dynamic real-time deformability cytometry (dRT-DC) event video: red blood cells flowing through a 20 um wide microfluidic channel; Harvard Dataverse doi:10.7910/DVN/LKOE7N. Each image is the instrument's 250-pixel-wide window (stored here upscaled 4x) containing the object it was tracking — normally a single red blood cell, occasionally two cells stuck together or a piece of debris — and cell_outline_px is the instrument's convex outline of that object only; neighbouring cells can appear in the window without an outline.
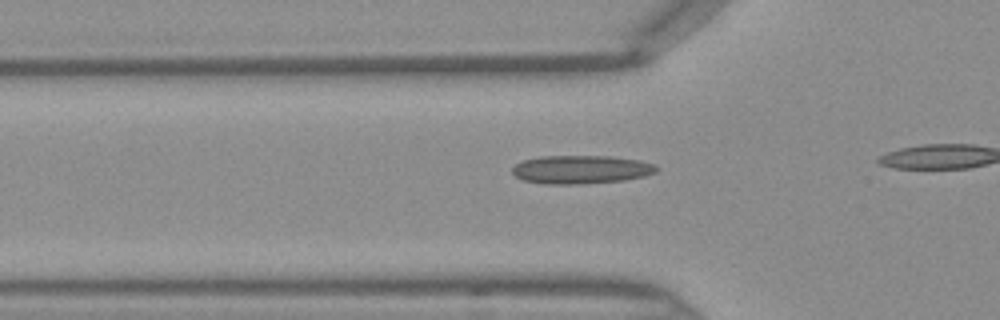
{"species": "Egyptian fruit bat (a non-hibernating species)", "species_latin": "Rousettus aegyptiacus", "temperature_condition": "warm", "stored_images_in_passage": 9, "camera_frame_rate_fps": 3000, "um_per_image_px": 0.085, "frame": {"image": 1, "passage_image": 4, "time_ms": 1.0, "image_size_px": [1000, 320], "cell_outline_px": [[660, 168], [656, 172], [644, 176], [624, 180], [580, 184], [544, 184], [520, 180], [512, 172], [512, 168], [516, 164], [524, 160], [540, 156], [612, 156], [640, 160], [656, 164]], "centroid_in_image_um": [49.4, 14.41], "position_along_channel_um": 76.4, "area_um2": 24.1}}
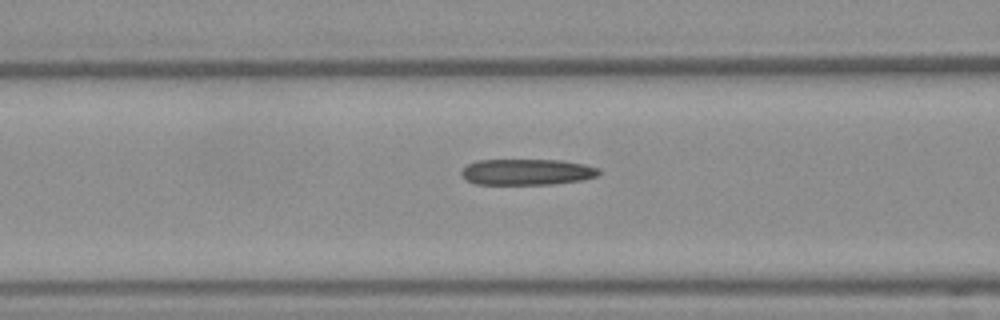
{"frame": {"image": 2, "passage_image": 7, "time_ms": 2.0, "image_size_px": [1000, 320], "cell_outline_px": [[600, 176], [584, 180], [552, 184], [476, 184], [464, 180], [460, 176], [460, 172], [468, 164], [476, 160], [564, 160], [584, 164], [600, 168]], "centroid_in_image_um": [44.81, 14.62], "position_along_channel_um": 121.8, "area_um2": 21.21}}